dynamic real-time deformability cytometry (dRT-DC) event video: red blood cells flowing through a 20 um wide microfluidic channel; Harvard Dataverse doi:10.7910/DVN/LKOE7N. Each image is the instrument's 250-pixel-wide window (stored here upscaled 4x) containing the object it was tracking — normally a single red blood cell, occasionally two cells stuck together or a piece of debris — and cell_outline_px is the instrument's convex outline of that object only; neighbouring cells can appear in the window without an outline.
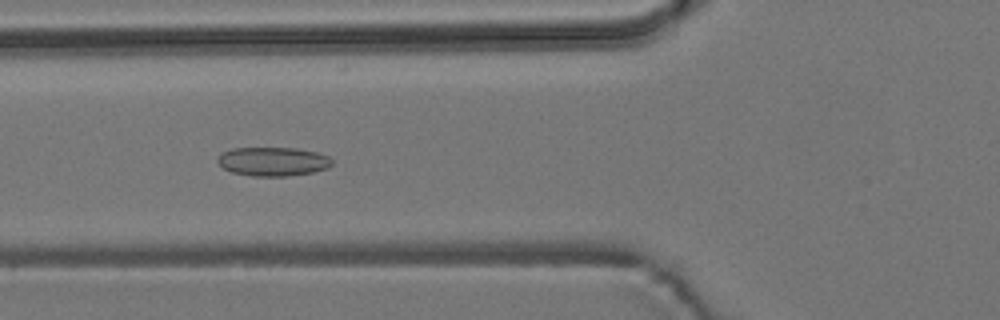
{"species": "common noctule bat (a hibernating species)", "species_latin": "Nyctalus noctula", "temperature_condition": "room temperature", "stored_images_in_passage": 54, "camera_frame_rate_fps": 3000, "um_per_image_px": 0.085, "animal": {"sex": "male", "body_mass_g": 19.2, "forearm_length_mm": 51.8}, "frame": {"image": 1, "passage_image": 20, "time_ms": 6.333, "image_size_px": [1000, 320], "cell_outline_px": [[332, 164], [328, 168], [312, 172], [284, 176], [252, 176], [232, 172], [224, 168], [216, 160], [220, 152], [232, 148], [296, 148], [316, 152], [328, 156], [332, 160]], "centroid_in_image_um": [23.17, 13.72], "position_along_channel_um": 102.6, "area_um2": 19.25}}
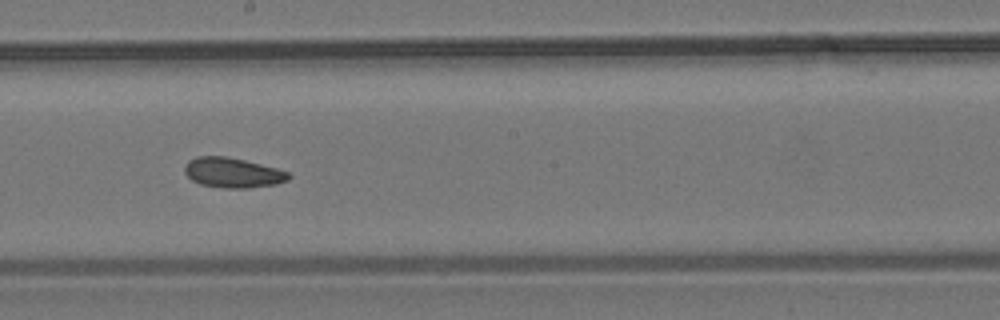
{"frame": {"image": 2, "passage_image": 30, "time_ms": 9.667, "image_size_px": [1000, 320], "cell_outline_px": [[292, 176], [288, 180], [276, 184], [248, 188], [224, 188], [200, 184], [192, 180], [184, 172], [184, 168], [188, 160], [196, 156], [224, 156], [244, 160], [276, 168], [288, 172]], "centroid_in_image_um": [19.77, 14.68], "position_along_channel_um": 228.4, "area_um2": 18.15}}
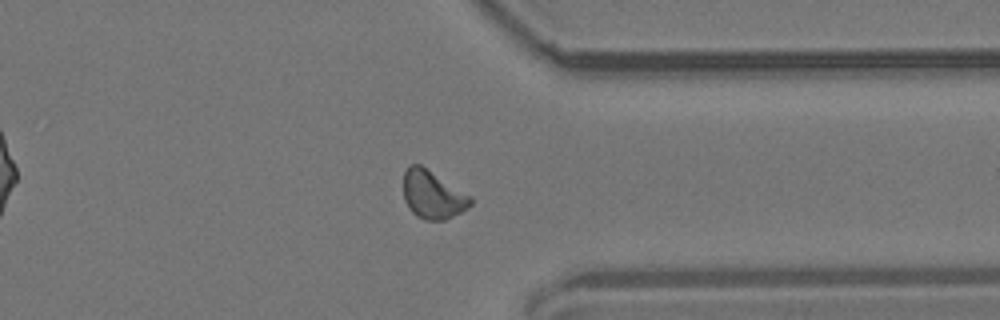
{"frame": {"image": 3, "passage_image": 42, "time_ms": 13.667, "image_size_px": [1000, 320], "cell_outline_px": [[472, 204], [468, 208], [444, 220], [424, 220], [416, 216], [408, 208], [404, 200], [404, 172], [408, 164], [420, 164], [472, 196]], "centroid_in_image_um": [36.77, 16.55], "position_along_channel_um": 374.6, "area_um2": 18.9}, "authors_computed_cell_mechanics": {"area_um2": 18.4093, "velocity_mm_per_s": 3.7658, "shape_relaxation_time_tau1_ms": null, "shape_relaxation_time_tau2_ms": 4.4493, "deformation_change_tau1": null, "deformation_change_tau2": 0.1017}}